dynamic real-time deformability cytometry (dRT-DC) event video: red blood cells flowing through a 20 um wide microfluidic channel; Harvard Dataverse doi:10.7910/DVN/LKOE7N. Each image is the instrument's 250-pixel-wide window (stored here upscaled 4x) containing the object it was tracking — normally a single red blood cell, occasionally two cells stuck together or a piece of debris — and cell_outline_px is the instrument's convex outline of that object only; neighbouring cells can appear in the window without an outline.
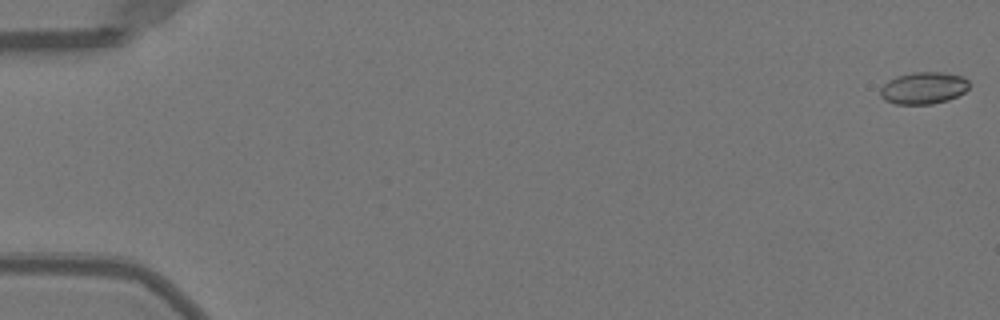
{"species": "Egyptian fruit bat (a non-hibernating species)", "species_latin": "Rousettus aegyptiacus", "temperature_condition": "warm", "stored_images_in_passage": 17, "camera_frame_rate_fps": 3000, "um_per_image_px": 0.085, "animal": {"sex": "female"}, "frame": {"image": 1, "passage_image": 1, "time_ms": 0.0, "image_size_px": [1000, 320], "cell_outline_px": [[968, 88], [964, 92], [948, 100], [932, 104], [896, 104], [884, 100], [880, 96], [880, 88], [888, 80], [896, 76], [912, 72], [944, 72], [964, 76], [968, 80]], "centroid_in_image_um": [78.48, 7.47], "position_along_channel_um": 6.5, "area_um2": 16.7}}
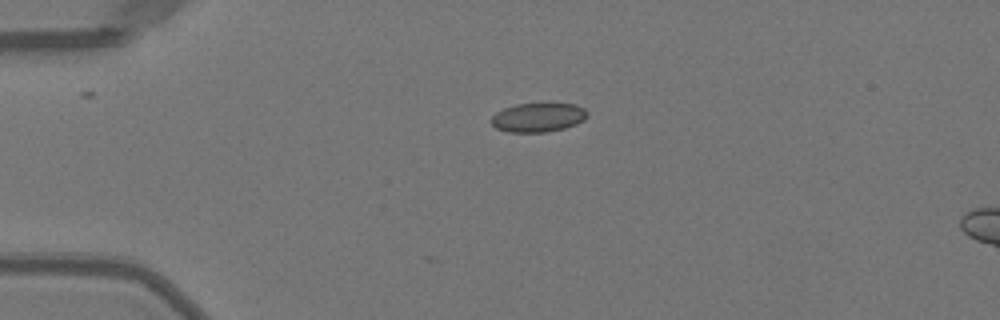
{"frame": {"image": 2, "passage_image": 13, "time_ms": 4.0, "image_size_px": [1000, 320], "cell_outline_px": [[588, 116], [584, 120], [576, 124], [564, 128], [544, 132], [508, 132], [496, 128], [492, 124], [492, 116], [496, 112], [504, 108], [516, 104], [576, 104], [584, 108], [588, 112]], "centroid_in_image_um": [45.75, 9.98], "position_along_channel_um": 39.2, "area_um2": 16.18}}